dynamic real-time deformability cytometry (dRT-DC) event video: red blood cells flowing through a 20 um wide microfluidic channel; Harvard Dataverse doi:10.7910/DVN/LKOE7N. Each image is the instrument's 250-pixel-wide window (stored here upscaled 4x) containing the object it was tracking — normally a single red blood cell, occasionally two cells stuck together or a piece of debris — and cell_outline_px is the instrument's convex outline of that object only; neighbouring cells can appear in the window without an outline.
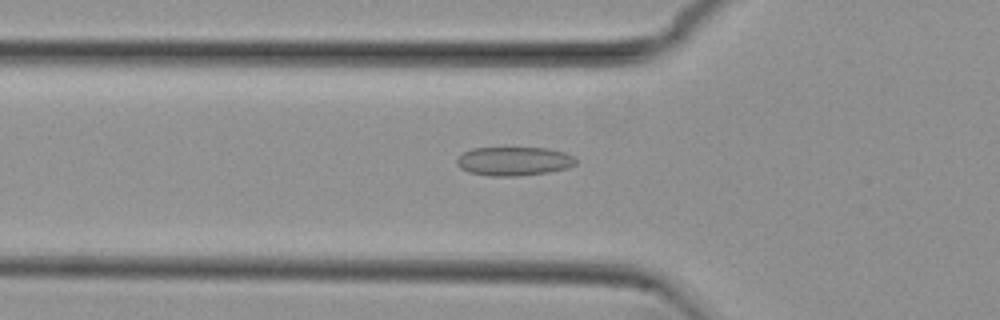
{"species": "common noctule bat (a hibernating species)", "species_latin": "Nyctalus noctula", "temperature_condition": "cold", "stored_images_in_passage": 38, "camera_frame_rate_fps": 3000, "um_per_image_px": 0.085, "animal": {"sex": "female", "body_mass_g": 29.2, "forearm_length_mm": 56.3}, "frame": {"image": 1, "passage_image": 3, "time_ms": 0.667, "image_size_px": [1000, 320], "cell_outline_px": [[576, 164], [568, 168], [548, 172], [520, 176], [488, 176], [468, 172], [460, 168], [456, 164], [456, 156], [472, 148], [548, 148], [564, 152], [572, 156], [576, 160]], "centroid_in_image_um": [43.64, 13.71], "position_along_channel_um": 82.2, "area_um2": 20.17}}
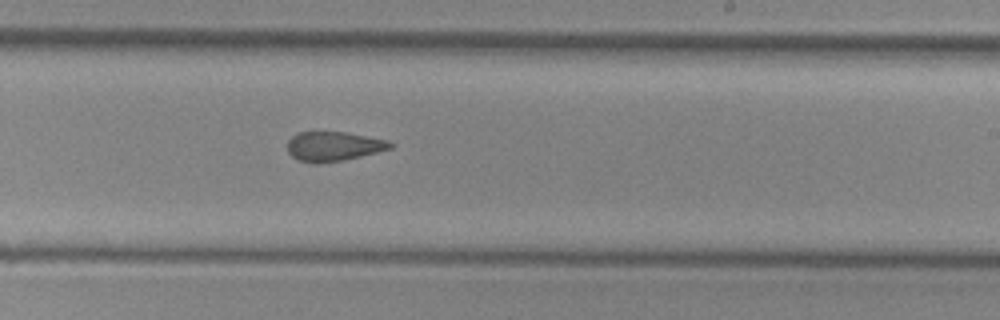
{"frame": {"image": 2, "passage_image": 17, "time_ms": 5.333, "image_size_px": [1000, 320], "cell_outline_px": [[396, 144], [392, 148], [344, 160], [320, 164], [312, 164], [296, 160], [288, 152], [288, 140], [296, 132], [348, 132], [388, 140]], "centroid_in_image_um": [28.34, 12.44], "position_along_channel_um": 260.7, "area_um2": 17.98}}
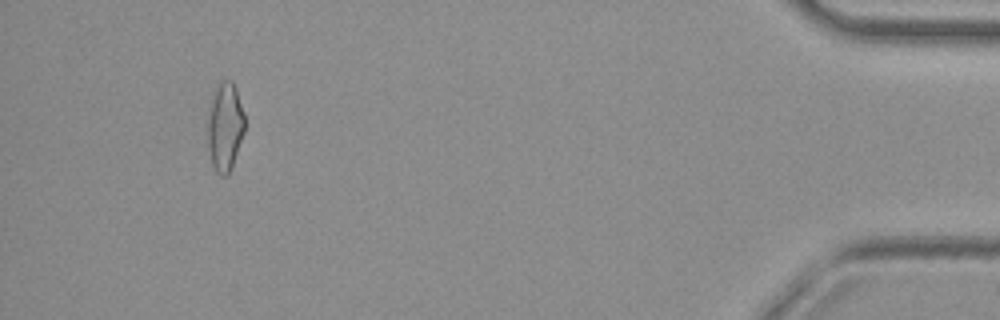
{"frame": {"image": 3, "passage_image": 35, "time_ms": 11.333, "image_size_px": [1000, 320], "cell_outline_px": [[244, 132], [232, 168], [228, 176], [220, 176], [216, 172], [212, 164], [208, 148], [208, 112], [212, 92], [220, 80], [232, 80], [236, 88], [244, 112]], "centroid_in_image_um": [19.11, 10.76], "position_along_channel_um": 416.1, "area_um2": 19.48}, "authors_computed_cell_mechanics": {"area_um2": 18.6694, "velocity_mm_per_s": 3.8176, "shape_relaxation_time_tau1_ms": null, "shape_relaxation_time_tau2_ms": 2.3319, "deformation_change_tau1": null, "deformation_change_tau2": 0.0875}}